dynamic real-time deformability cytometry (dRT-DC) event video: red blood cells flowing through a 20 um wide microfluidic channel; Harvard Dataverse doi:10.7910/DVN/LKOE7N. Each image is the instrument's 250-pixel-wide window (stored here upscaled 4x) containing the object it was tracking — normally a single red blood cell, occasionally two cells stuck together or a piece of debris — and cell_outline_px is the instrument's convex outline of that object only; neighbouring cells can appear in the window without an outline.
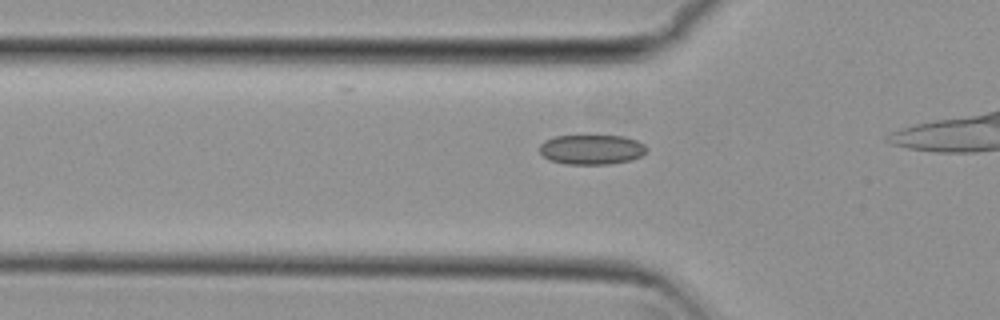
{"species": "common noctule bat (a hibernating species)", "species_latin": "Nyctalus noctula", "temperature_condition": "cold", "stored_images_in_passage": 33, "camera_frame_rate_fps": 3000, "um_per_image_px": 0.085, "animal": {"sex": "female", "body_mass_g": 29.2, "forearm_length_mm": 56.3}, "frame": {"image": 1, "passage_image": 7, "time_ms": 2.0, "image_size_px": [1000, 320], "cell_outline_px": [[648, 148], [640, 156], [628, 160], [608, 164], [564, 164], [548, 160], [540, 152], [540, 144], [544, 140], [556, 136], [624, 136], [636, 140], [644, 144]], "centroid_in_image_um": [50.25, 12.71], "position_along_channel_um": 75.5, "area_um2": 18.5}}
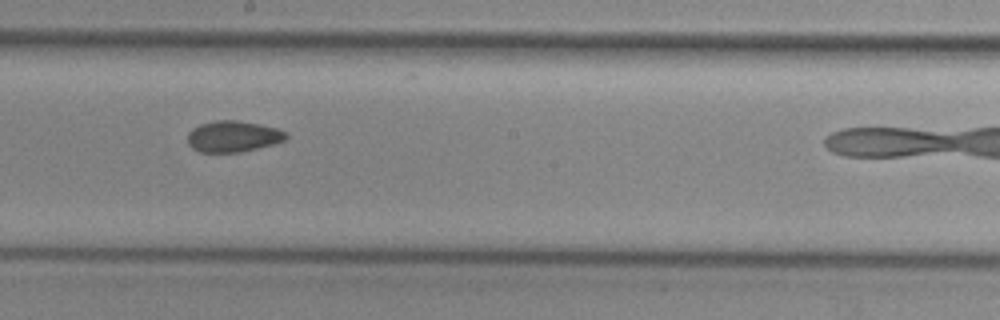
{"frame": {"image": 2, "passage_image": 19, "time_ms": 6.0, "image_size_px": [1000, 320], "cell_outline_px": [[288, 136], [284, 140], [272, 144], [240, 152], [200, 152], [192, 148], [188, 144], [188, 132], [192, 128], [200, 124], [216, 120], [236, 120], [260, 124], [276, 128], [284, 132]], "centroid_in_image_um": [19.77, 11.59], "position_along_channel_um": 228.4, "area_um2": 17.74}}
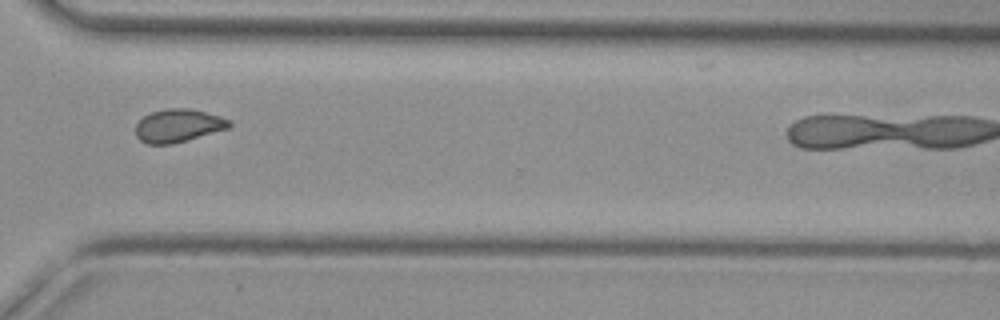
{"frame": {"image": 3, "passage_image": 29, "time_ms": 9.333, "image_size_px": [1000, 320], "cell_outline_px": [[232, 124], [228, 128], [172, 144], [148, 144], [140, 140], [136, 136], [136, 124], [144, 116], [152, 112], [168, 108], [188, 108], [220, 116], [232, 120]], "centroid_in_image_um": [15.15, 10.67], "position_along_channel_um": 355.5, "area_um2": 17.86}}